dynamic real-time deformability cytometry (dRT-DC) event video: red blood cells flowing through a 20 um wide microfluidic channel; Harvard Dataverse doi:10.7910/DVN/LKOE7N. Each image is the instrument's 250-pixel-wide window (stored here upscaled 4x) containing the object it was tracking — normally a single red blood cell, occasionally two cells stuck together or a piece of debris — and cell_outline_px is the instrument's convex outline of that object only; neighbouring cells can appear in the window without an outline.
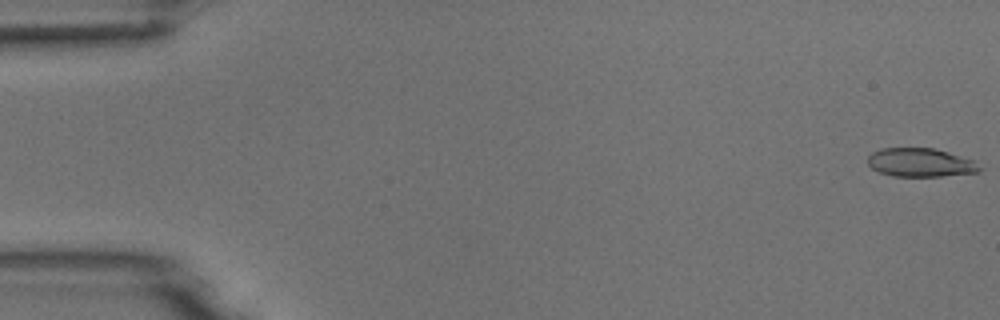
{"species": "common noctule bat (a hibernating species)", "species_latin": "Nyctalus noctula", "temperature_condition": "room temperature", "stored_images_in_passage": 6, "camera_frame_rate_fps": 3000, "um_per_image_px": 0.085, "animal": {"sex": "male", "body_mass_g": 18.8}, "frame": {"image": 1, "passage_image": 1, "time_ms": 0.0, "image_size_px": [1000, 320], "cell_outline_px": [[980, 172], [940, 176], [892, 176], [880, 172], [872, 168], [868, 164], [868, 156], [872, 152], [880, 148], [936, 148], [972, 160], [980, 168]], "centroid_in_image_um": [78.2, 13.81], "position_along_channel_um": 6.8, "area_um2": 18.5}}
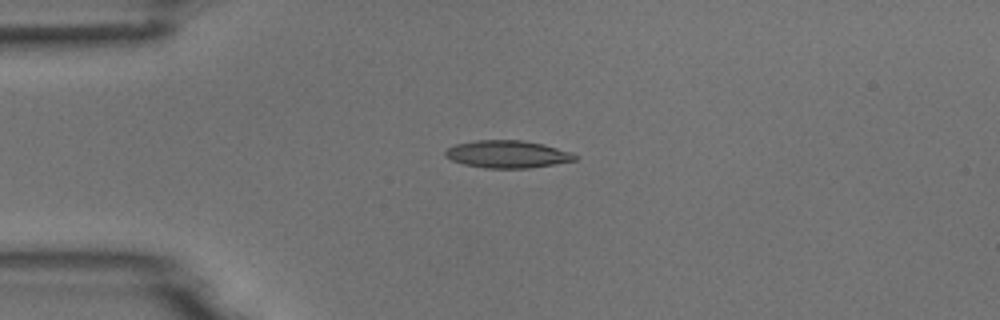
{"frame": {"image": 2, "passage_image": 4, "time_ms": 1.0, "image_size_px": [1000, 320], "cell_outline_px": [[580, 156], [576, 160], [528, 168], [484, 168], [464, 164], [452, 160], [444, 156], [444, 152], [448, 148], [456, 144], [476, 140], [520, 140], [544, 144], [572, 152]], "centroid_in_image_um": [43.14, 13.1], "position_along_channel_um": 41.9, "area_um2": 20.75}}